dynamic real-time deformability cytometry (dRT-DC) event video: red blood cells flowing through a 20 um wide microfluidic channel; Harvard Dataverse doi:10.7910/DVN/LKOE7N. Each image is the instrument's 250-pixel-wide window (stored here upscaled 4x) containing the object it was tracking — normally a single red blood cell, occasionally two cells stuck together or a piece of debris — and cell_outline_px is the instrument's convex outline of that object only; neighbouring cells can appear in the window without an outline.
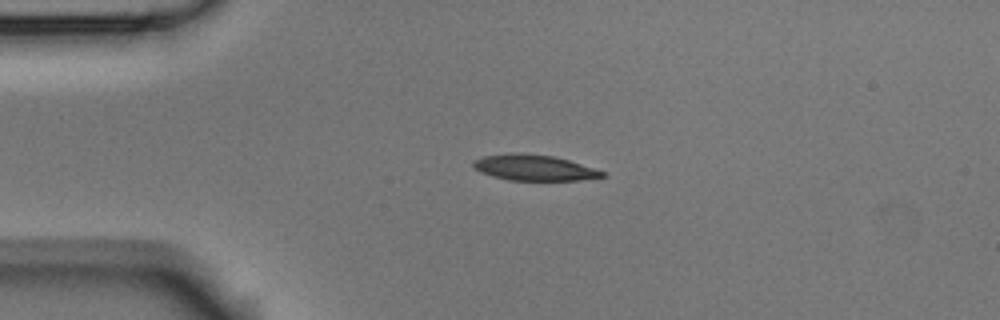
{"species": "Egyptian fruit bat (a non-hibernating species)", "species_latin": "Rousettus aegyptiacus", "temperature_condition": "room temperature", "stored_images_in_passage": 3, "camera_frame_rate_fps": 3000, "um_per_image_px": 0.085, "animal": {"sex": "male"}, "frame": {"image": 1, "passage_image": 1, "time_ms": 0.0, "image_size_px": [1000, 320], "cell_outline_px": [[604, 176], [580, 180], [508, 180], [492, 176], [480, 172], [472, 164], [472, 160], [484, 156], [552, 156], [568, 160], [604, 172]], "centroid_in_image_um": [45.41, 14.31], "position_along_channel_um": 39.6, "area_um2": 18.09}}
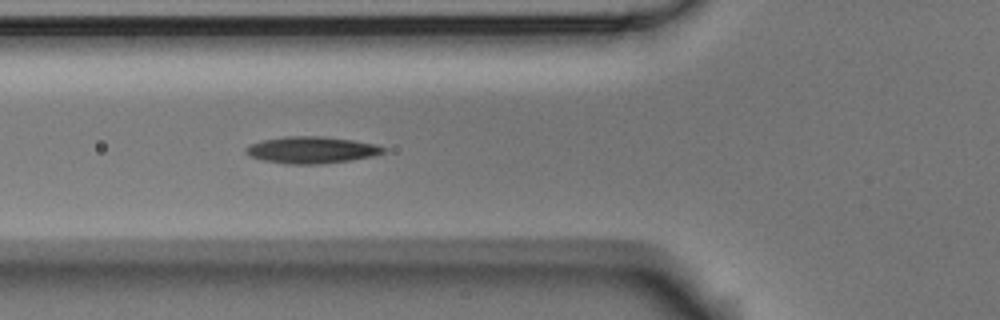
{"frame": {"image": 2, "passage_image": 3, "time_ms": 0.667, "image_size_px": [1000, 320], "cell_outline_px": [[388, 148], [384, 152], [372, 156], [348, 160], [320, 164], [288, 164], [264, 160], [248, 156], [244, 152], [244, 148], [260, 140], [284, 136], [324, 136], [352, 140], [376, 144]], "centroid_in_image_um": [26.45, 12.73], "position_along_channel_um": 99.3, "area_um2": 21.5}}